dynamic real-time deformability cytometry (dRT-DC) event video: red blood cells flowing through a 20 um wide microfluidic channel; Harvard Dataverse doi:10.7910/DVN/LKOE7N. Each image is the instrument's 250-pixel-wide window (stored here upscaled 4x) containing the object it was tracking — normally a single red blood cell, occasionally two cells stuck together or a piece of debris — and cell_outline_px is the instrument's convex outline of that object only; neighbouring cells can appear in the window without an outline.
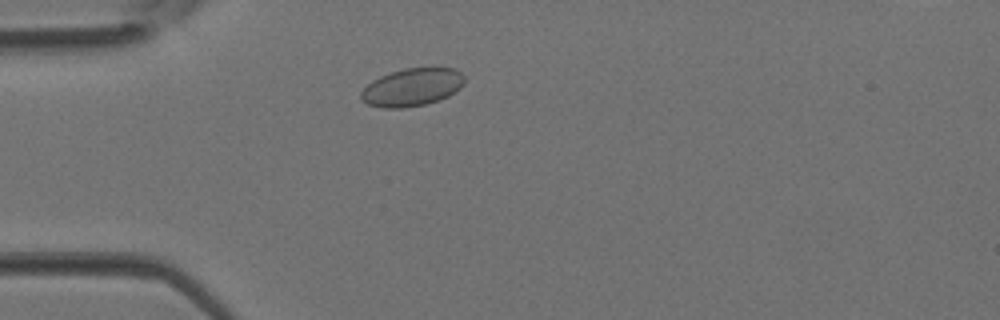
{"species": "Egyptian fruit bat (a non-hibernating species)", "species_latin": "Rousettus aegyptiacus", "temperature_condition": "room temperature", "stored_images_in_passage": 3, "camera_frame_rate_fps": 3000, "um_per_image_px": 0.085, "animal": {"sex": "female"}, "frame": {"image": 1, "passage_image": 3, "time_ms": 0.667, "image_size_px": [1000, 320], "cell_outline_px": [[464, 84], [460, 88], [448, 96], [424, 104], [400, 108], [384, 108], [368, 104], [360, 100], [360, 92], [372, 80], [380, 76], [404, 68], [452, 68], [460, 72], [464, 76]], "centroid_in_image_um": [35.0, 7.41], "position_along_channel_um": 50.0, "area_um2": 22.6}}